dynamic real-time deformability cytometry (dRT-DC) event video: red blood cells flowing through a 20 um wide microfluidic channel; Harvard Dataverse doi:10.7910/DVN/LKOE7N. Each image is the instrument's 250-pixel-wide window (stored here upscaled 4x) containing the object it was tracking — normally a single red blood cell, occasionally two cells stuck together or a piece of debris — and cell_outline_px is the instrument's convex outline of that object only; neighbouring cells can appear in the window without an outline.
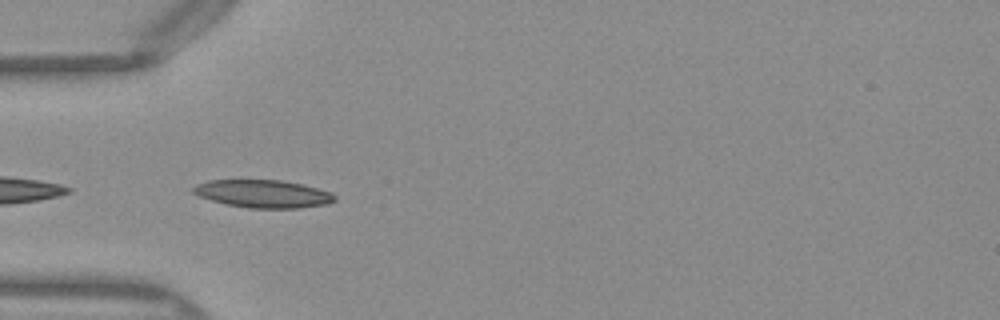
{"species": "Egyptian fruit bat (a non-hibernating species)", "species_latin": "Rousettus aegyptiacus", "temperature_condition": "warm", "stored_images_in_passage": 9, "camera_frame_rate_fps": 3000, "um_per_image_px": 0.085, "frame": {"image": 1, "passage_image": 2, "time_ms": 0.333, "image_size_px": [1000, 320], "cell_outline_px": [[336, 200], [328, 204], [300, 208], [248, 208], [228, 204], [212, 200], [200, 196], [192, 192], [192, 188], [196, 184], [208, 180], [280, 180], [304, 184], [332, 192], [336, 196]], "centroid_in_image_um": [22.41, 16.47], "position_along_channel_um": 62.6, "area_um2": 23.0}}